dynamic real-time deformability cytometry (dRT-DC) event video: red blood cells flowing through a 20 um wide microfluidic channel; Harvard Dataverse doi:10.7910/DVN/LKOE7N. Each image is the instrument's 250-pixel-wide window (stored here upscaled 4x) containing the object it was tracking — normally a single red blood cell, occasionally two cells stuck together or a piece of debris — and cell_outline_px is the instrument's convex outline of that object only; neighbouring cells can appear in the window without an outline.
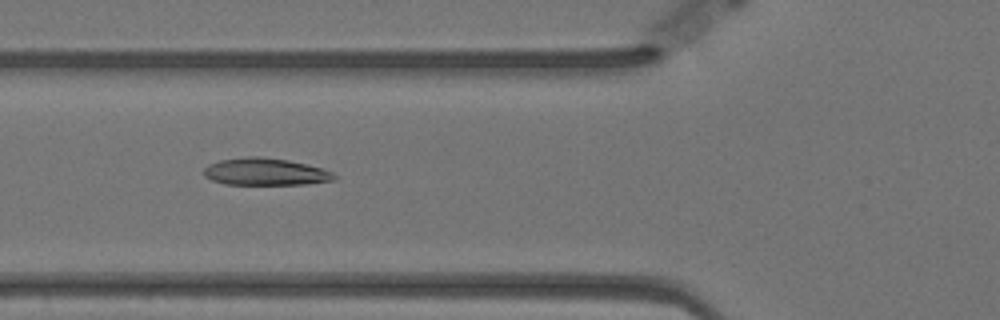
{"species": "Egyptian fruit bat (a non-hibernating species)", "species_latin": "Rousettus aegyptiacus", "temperature_condition": "warm", "stored_images_in_passage": 58, "camera_frame_rate_fps": 3000, "um_per_image_px": 0.085, "animal": {"sex": "female"}, "frame": {"image": 1, "passage_image": 21, "time_ms": 6.667, "image_size_px": [1000, 320], "cell_outline_px": [[336, 180], [304, 184], [224, 184], [212, 180], [204, 176], [204, 168], [208, 164], [220, 160], [248, 156], [260, 156], [288, 160], [320, 168], [332, 172], [336, 176]], "centroid_in_image_um": [22.52, 14.6], "position_along_channel_um": 103.3, "area_um2": 20.52}}
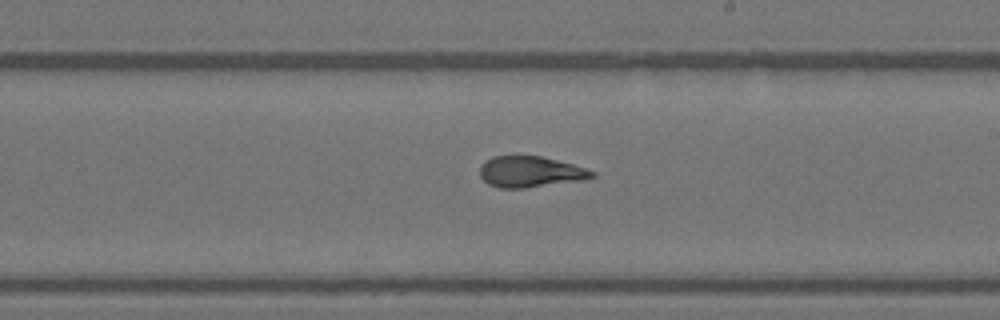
{"frame": {"image": 2, "passage_image": 33, "time_ms": 10.667, "image_size_px": [1000, 320], "cell_outline_px": [[596, 176], [580, 180], [524, 188], [500, 188], [488, 184], [480, 176], [480, 168], [492, 156], [540, 156], [572, 164], [596, 172]], "centroid_in_image_um": [45.07, 14.61], "position_along_channel_um": 243.9, "area_um2": 19.88}}
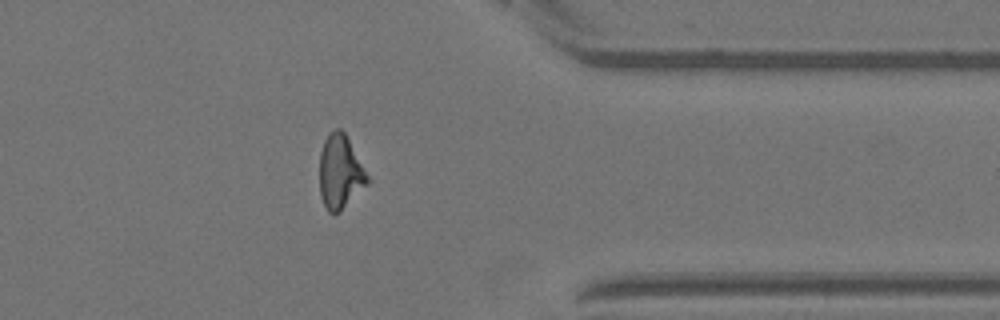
{"frame": {"image": 3, "passage_image": 46, "time_ms": 15.0, "image_size_px": [1000, 320], "cell_outline_px": [[372, 180], [340, 212], [328, 212], [320, 196], [320, 152], [324, 140], [328, 132], [336, 128], [340, 128], [344, 132]], "centroid_in_image_um": [28.93, 14.61], "position_along_channel_um": 382.5, "area_um2": 20.81}, "authors_computed_cell_mechanics": {"area_um2": 20.6057, "velocity_mm_per_s": 3.5117, "shape_relaxation_time_tau1_ms": 6.6174, "shape_relaxation_time_tau2_ms": 0.716, "deformation_change_tau1": 0.2318, "deformation_change_tau2": 0.0804}}